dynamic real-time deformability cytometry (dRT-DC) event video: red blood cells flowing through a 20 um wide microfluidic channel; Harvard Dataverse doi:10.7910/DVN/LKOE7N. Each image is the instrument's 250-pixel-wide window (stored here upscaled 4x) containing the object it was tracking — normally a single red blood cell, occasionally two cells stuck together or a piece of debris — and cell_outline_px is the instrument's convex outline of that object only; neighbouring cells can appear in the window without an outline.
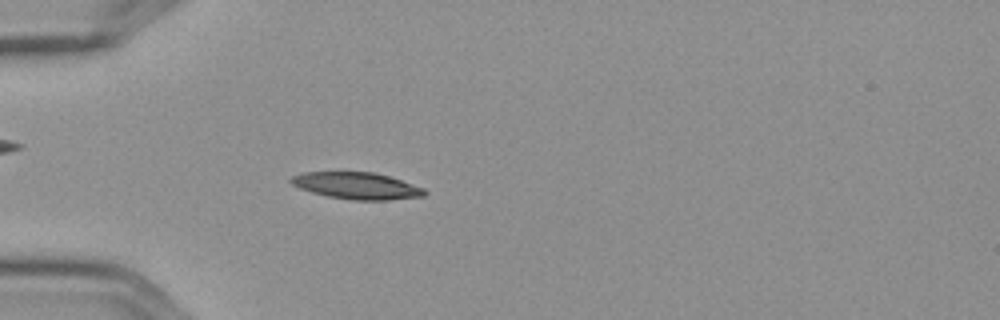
{"species": "Egyptian fruit bat (a non-hibernating species)", "species_latin": "Rousettus aegyptiacus", "temperature_condition": "cold", "stored_images_in_passage": 4, "camera_frame_rate_fps": 3000, "um_per_image_px": 0.085, "frame": {"image": 1, "passage_image": 4, "time_ms": 1.0, "image_size_px": [1000, 320], "cell_outline_px": [[428, 192], [424, 196], [388, 200], [352, 200], [328, 196], [312, 192], [300, 188], [292, 184], [288, 180], [292, 176], [304, 172], [376, 172], [424, 188]], "centroid_in_image_um": [30.32, 15.79], "position_along_channel_um": 54.7, "area_um2": 20.75}}